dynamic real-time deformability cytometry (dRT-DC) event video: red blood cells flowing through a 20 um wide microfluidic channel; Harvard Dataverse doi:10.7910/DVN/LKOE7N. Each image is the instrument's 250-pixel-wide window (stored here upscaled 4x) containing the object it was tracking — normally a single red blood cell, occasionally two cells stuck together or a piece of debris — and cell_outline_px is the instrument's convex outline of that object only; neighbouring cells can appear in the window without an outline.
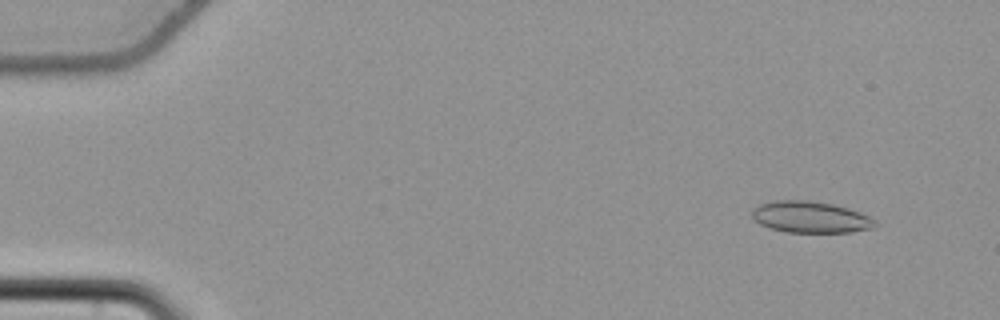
{"species": "common noctule bat (a hibernating species)", "species_latin": "Nyctalus noctula", "temperature_condition": "cold", "stored_images_in_passage": 57, "camera_frame_rate_fps": 3000, "um_per_image_px": 0.085, "animal": {"sex": "female", "body_mass_g": 22.7, "forearm_length_mm": 54.2}, "frame": {"image": 1, "passage_image": 6, "time_ms": 1.667, "image_size_px": [1000, 320], "cell_outline_px": [[880, 224], [872, 228], [852, 232], [784, 232], [768, 228], [760, 224], [752, 216], [752, 208], [756, 204], [776, 200], [808, 200], [832, 204], [848, 208], [860, 212], [876, 220]], "centroid_in_image_um": [68.88, 18.45], "position_along_channel_um": 16.1, "area_um2": 22.83}}
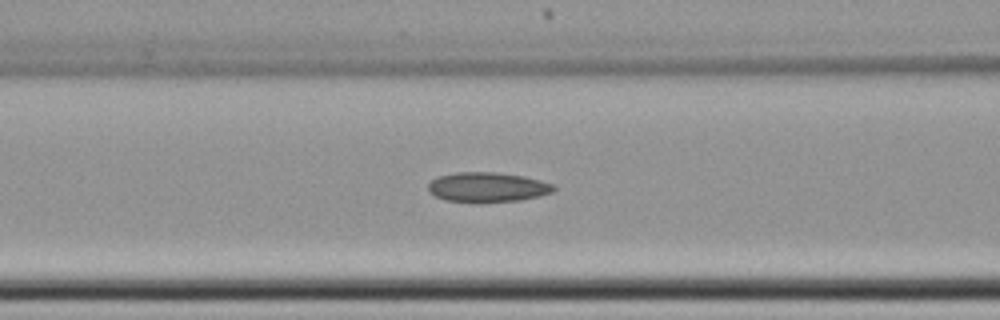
{"frame": {"image": 2, "passage_image": 25, "time_ms": 8.0, "image_size_px": [1000, 320], "cell_outline_px": [[556, 188], [552, 192], [540, 196], [520, 200], [480, 204], [444, 200], [428, 192], [428, 184], [436, 176], [456, 172], [496, 172], [524, 176], [556, 184]], "centroid_in_image_um": [41.43, 15.93], "position_along_channel_um": 125.2, "area_um2": 22.43}}
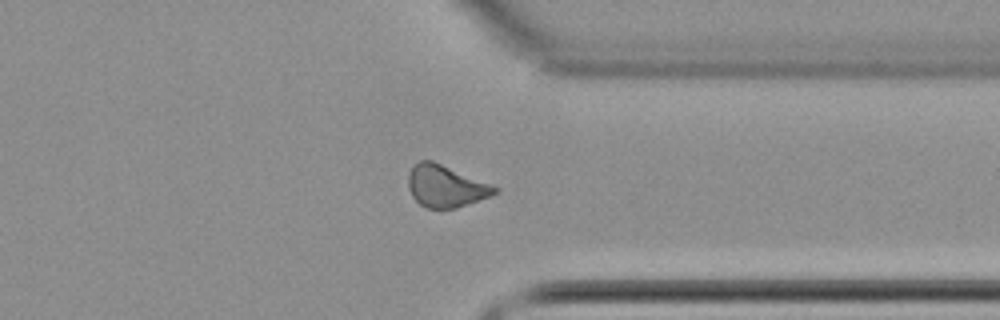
{"frame": {"image": 3, "passage_image": 45, "time_ms": 14.667, "image_size_px": [1000, 320], "cell_outline_px": [[500, 188], [492, 196], [456, 208], [424, 208], [412, 196], [408, 188], [408, 172], [412, 164], [420, 160], [432, 160]], "centroid_in_image_um": [37.85, 15.82], "position_along_channel_um": 373.6, "area_um2": 21.21}, "authors_computed_cell_mechanics": {"area_um2": 21.9062, "velocity_mm_per_s": 3.7503, "shape_relaxation_time_tau1_ms": null, "shape_relaxation_time_tau2_ms": 5.2771, "deformation_change_tau1": null, "deformation_change_tau2": 0.1132}}